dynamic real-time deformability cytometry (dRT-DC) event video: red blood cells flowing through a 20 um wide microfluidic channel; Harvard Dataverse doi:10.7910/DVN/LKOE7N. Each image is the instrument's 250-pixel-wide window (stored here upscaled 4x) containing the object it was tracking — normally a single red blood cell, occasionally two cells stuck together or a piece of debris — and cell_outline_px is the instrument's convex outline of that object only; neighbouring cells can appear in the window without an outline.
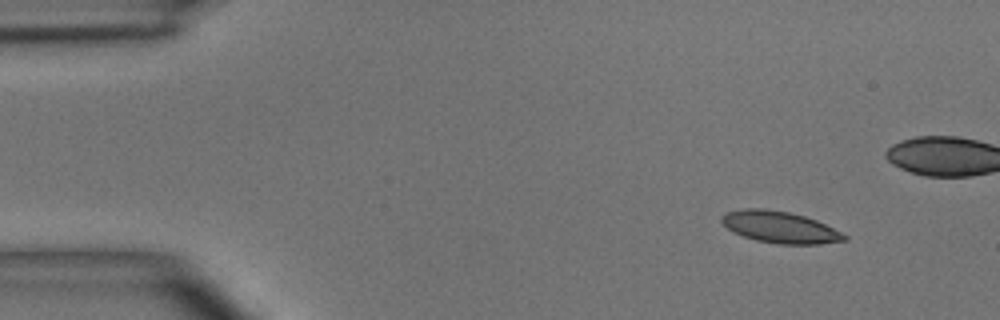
{"species": "common noctule bat (a hibernating species)", "species_latin": "Nyctalus noctula", "temperature_condition": "room temperature", "stored_images_in_passage": 6, "camera_frame_rate_fps": 3000, "um_per_image_px": 0.085, "animal": {"sex": "male", "body_mass_g": 15.6}, "frame": {"image": 1, "passage_image": 1, "time_ms": 0.0, "image_size_px": [1000, 320], "cell_outline_px": [[848, 240], [820, 244], [776, 244], [756, 240], [732, 232], [720, 220], [720, 216], [728, 212], [744, 208], [764, 208], [788, 212], [804, 216], [816, 220], [848, 236]], "centroid_in_image_um": [66.28, 19.31], "position_along_channel_um": 18.7, "area_um2": 22.54}}